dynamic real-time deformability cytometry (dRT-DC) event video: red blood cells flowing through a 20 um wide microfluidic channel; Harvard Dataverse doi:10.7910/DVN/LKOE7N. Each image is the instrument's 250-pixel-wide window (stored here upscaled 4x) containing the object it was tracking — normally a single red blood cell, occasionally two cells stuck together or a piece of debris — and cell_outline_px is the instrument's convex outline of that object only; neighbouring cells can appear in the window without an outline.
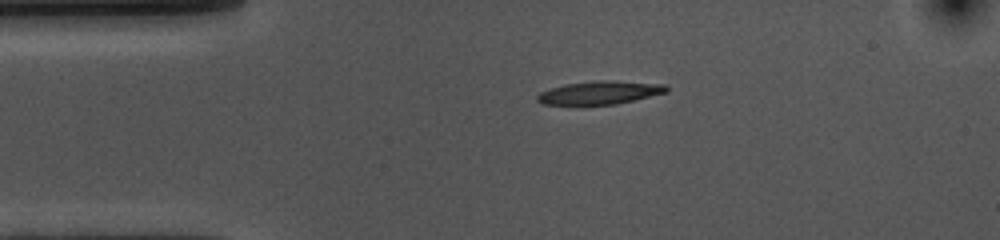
{"species": "common noctule bat (a hibernating species)", "species_latin": "Nyctalus noctula", "temperature_condition": "cold", "stored_images_in_passage": 45, "camera_frame_rate_fps": 3000, "um_per_image_px": 0.085, "animal": {"sex": "female", "body_mass_g": 10.0, "forearm_length_mm": 53.1}, "frame": {"image": 1, "passage_image": 1, "time_ms": 0.0, "image_size_px": [1000, 240], "cell_outline_px": [[668, 92], [616, 104], [580, 108], [576, 108], [544, 104], [536, 100], [536, 96], [540, 92], [564, 84], [600, 80], [616, 80], [668, 84]], "centroid_in_image_um": [50.93, 7.92], "position_along_channel_um": 34.1, "area_um2": 18.55}}
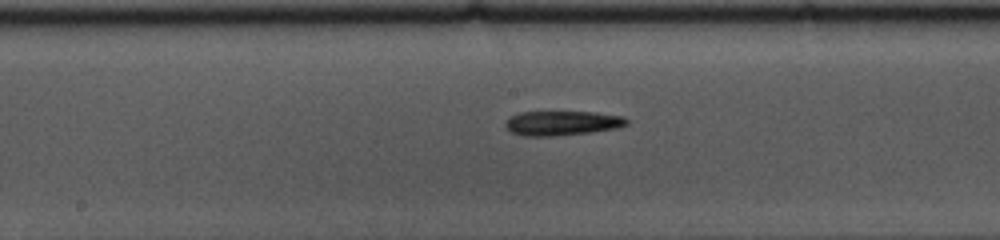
{"frame": {"image": 2, "passage_image": 17, "time_ms": 5.333, "image_size_px": [1000, 240], "cell_outline_px": [[628, 124], [616, 128], [592, 132], [552, 136], [524, 136], [512, 132], [504, 124], [508, 116], [520, 112], [596, 112], [624, 116], [628, 120]], "centroid_in_image_um": [47.78, 10.46], "position_along_channel_um": 200.4, "area_um2": 17.4}}
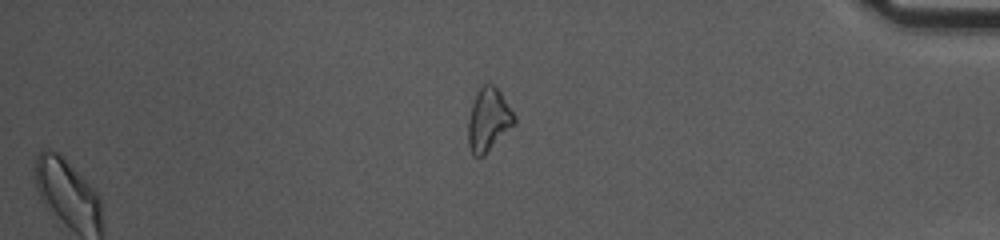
{"frame": {"image": 3, "passage_image": 36, "time_ms": 11.667, "image_size_px": [1000, 240], "cell_outline_px": [[516, 124], [484, 156], [472, 156], [468, 144], [468, 120], [472, 104], [480, 88], [484, 84], [492, 84], [500, 92], [516, 116]], "centroid_in_image_um": [41.53, 10.23], "position_along_channel_um": 393.7, "area_um2": 16.99}, "authors_computed_cell_mechanics": {"area_um2": 17.3978, "velocity_mm_per_s": 3.6189, "shape_relaxation_time_tau1_ms": 6.6063, "shape_relaxation_time_tau2_ms": null, "deformation_change_tau1": 0.1865, "deformation_change_tau2": null}}